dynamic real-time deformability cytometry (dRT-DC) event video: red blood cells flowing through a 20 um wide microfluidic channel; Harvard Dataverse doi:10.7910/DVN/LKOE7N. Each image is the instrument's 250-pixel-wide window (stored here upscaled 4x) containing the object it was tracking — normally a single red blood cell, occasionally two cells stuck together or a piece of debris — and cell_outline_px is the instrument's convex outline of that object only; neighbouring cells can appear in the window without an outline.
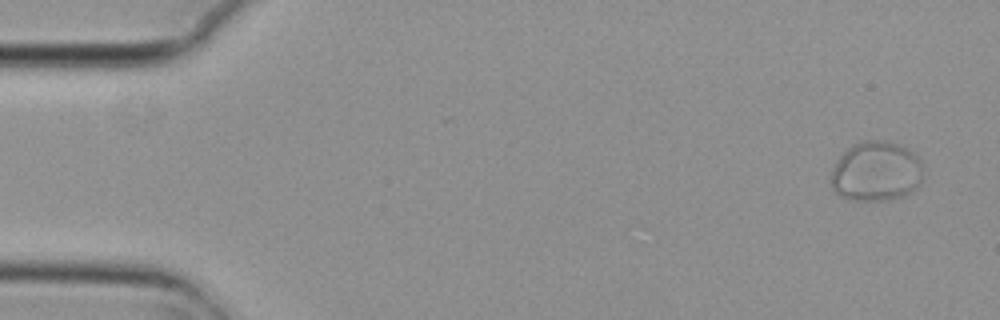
{"species": "common noctule bat (a hibernating species)", "species_latin": "Nyctalus noctula", "temperature_condition": "cold", "stored_images_in_passage": 5, "camera_frame_rate_fps": 3000, "um_per_image_px": 0.085, "animal": {"sex": "female", "body_mass_g": 29.2, "forearm_length_mm": 56.3}, "frame": {"image": 1, "passage_image": 1, "time_ms": 0.0, "image_size_px": [1000, 320], "cell_outline_px": [[924, 176], [920, 184], [908, 196], [888, 200], [852, 200], [840, 196], [832, 188], [832, 172], [836, 160], [852, 144], [860, 140], [888, 140], [900, 144], [920, 156]], "centroid_in_image_um": [74.53, 14.56], "position_along_channel_um": 10.5, "area_um2": 32.89}}
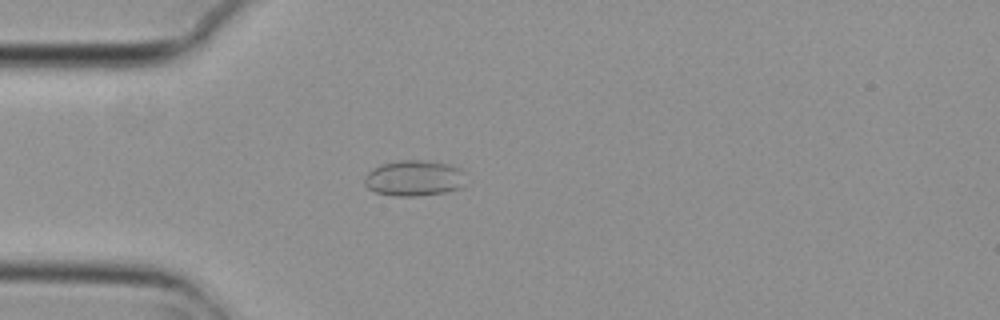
{"frame": {"image": 2, "passage_image": 5, "time_ms": 1.333, "image_size_px": [1000, 320], "cell_outline_px": [[464, 188], [444, 192], [416, 196], [396, 196], [376, 192], [368, 188], [364, 184], [364, 176], [372, 168], [380, 164], [400, 160], [428, 160], [460, 168]], "centroid_in_image_um": [35.15, 15.14], "position_along_channel_um": 49.9, "area_um2": 21.04}}